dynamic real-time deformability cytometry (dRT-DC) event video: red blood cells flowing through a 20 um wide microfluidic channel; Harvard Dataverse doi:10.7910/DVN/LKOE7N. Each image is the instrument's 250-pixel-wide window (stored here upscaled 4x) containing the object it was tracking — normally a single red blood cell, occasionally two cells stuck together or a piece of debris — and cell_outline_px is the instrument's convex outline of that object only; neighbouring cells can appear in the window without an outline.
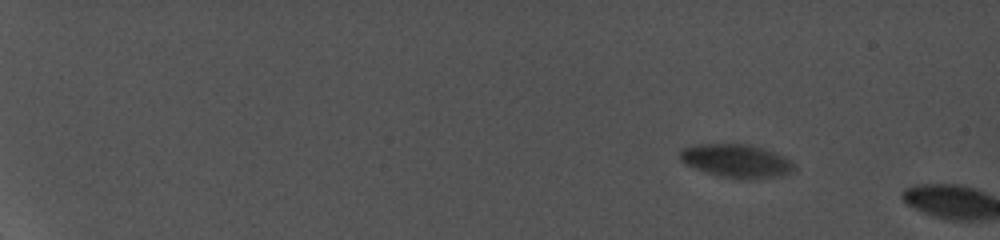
{"species": "common noctule bat (a hibernating species)", "species_latin": "Nyctalus noctula", "temperature_condition": "cold", "stored_images_in_passage": 3, "camera_frame_rate_fps": 5000, "um_per_image_px": 0.085, "animal": {"sex": "female", "body_mass_g": 19.0, "forearm_length_mm": 56.7}, "frame": {"image": 1, "passage_image": 1, "time_ms": 0.0, "image_size_px": [1000, 240], "cell_outline_px": [[796, 168], [792, 172], [780, 176], [744, 180], [720, 176], [684, 164], [680, 160], [680, 148], [696, 144], [748, 144], [764, 148], [784, 156], [792, 160], [796, 164]], "centroid_in_image_um": [62.63, 13.67], "position_along_channel_um": 22.4, "area_um2": 22.43}}